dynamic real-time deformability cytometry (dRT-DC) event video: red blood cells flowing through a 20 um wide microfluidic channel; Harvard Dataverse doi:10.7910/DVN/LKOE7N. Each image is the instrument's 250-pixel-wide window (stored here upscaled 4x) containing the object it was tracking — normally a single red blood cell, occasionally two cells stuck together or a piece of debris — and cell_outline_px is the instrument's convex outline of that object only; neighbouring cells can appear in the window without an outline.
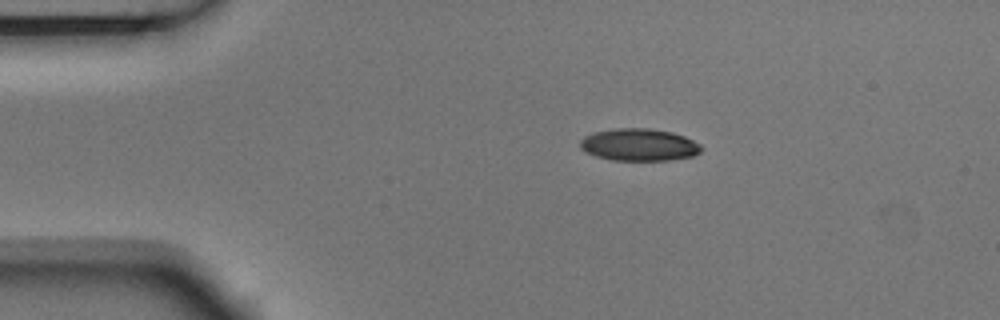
{"species": "Egyptian fruit bat (a non-hibernating species)", "species_latin": "Rousettus aegyptiacus", "temperature_condition": "room temperature", "stored_images_in_passage": 6, "camera_frame_rate_fps": 3000, "um_per_image_px": 0.085, "animal": {"sex": "male"}, "frame": {"image": 1, "passage_image": 2, "time_ms": 0.333, "image_size_px": [1000, 320], "cell_outline_px": [[704, 148], [700, 152], [692, 156], [668, 160], [612, 160], [596, 156], [580, 148], [580, 140], [584, 136], [592, 132], [616, 128], [648, 128], [672, 132], [684, 136], [700, 144]], "centroid_in_image_um": [54.32, 12.3], "position_along_channel_um": 30.7, "area_um2": 22.77}}
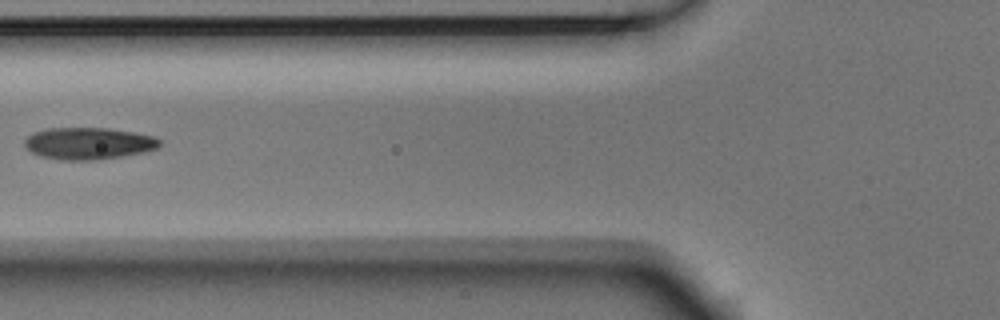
{"frame": {"image": 2, "passage_image": 5, "time_ms": 1.333, "image_size_px": [1000, 320], "cell_outline_px": [[160, 144], [156, 148], [144, 152], [120, 156], [92, 160], [60, 160], [40, 156], [32, 152], [24, 144], [24, 140], [32, 132], [44, 128], [108, 128], [132, 132], [152, 136], [160, 140]], "centroid_in_image_um": [7.47, 12.18], "position_along_channel_um": 118.3, "area_um2": 24.97}}
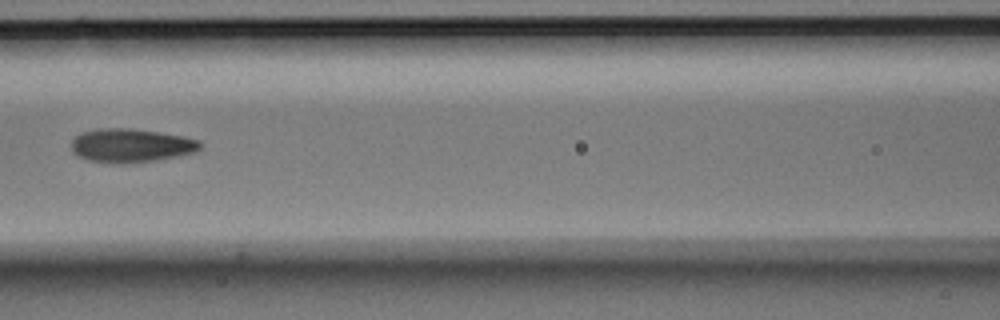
{"frame": {"image": 3, "passage_image": 6, "time_ms": 1.667, "image_size_px": [1000, 320], "cell_outline_px": [[204, 144], [196, 152], [156, 160], [120, 164], [88, 160], [72, 152], [72, 140], [80, 132], [96, 128], [128, 128], [184, 136], [200, 140]], "centroid_in_image_um": [11.14, 12.36], "position_along_channel_um": 155.5, "area_um2": 25.32}}